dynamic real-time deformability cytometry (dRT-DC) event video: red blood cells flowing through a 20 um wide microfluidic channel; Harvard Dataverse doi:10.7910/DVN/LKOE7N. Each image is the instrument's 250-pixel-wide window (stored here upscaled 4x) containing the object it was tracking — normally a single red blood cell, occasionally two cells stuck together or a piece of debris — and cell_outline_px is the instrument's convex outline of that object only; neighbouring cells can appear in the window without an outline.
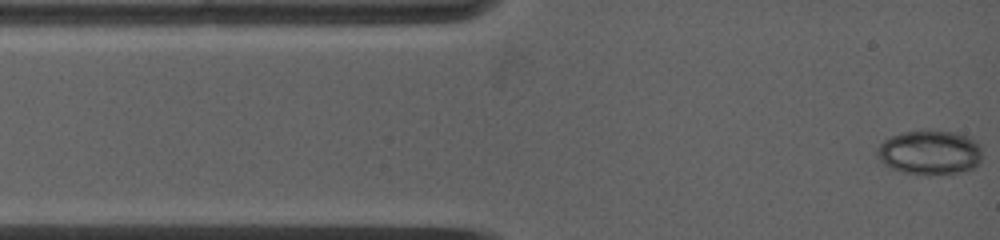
{"species": "common noctule bat (a hibernating species)", "species_latin": "Nyctalus noctula", "temperature_condition": "warm", "stored_images_in_passage": 32, "camera_frame_rate_fps": 5000, "um_per_image_px": 0.085, "animal": {"sex": "female", "body_mass_g": 19.0, "forearm_length_mm": 53.3}, "frame": {"image": 1, "passage_image": 1, "time_ms": 0.0, "image_size_px": [1000, 240], "cell_outline_px": [[980, 160], [976, 168], [964, 172], [948, 176], [928, 176], [904, 172], [892, 168], [884, 164], [876, 156], [876, 148], [884, 140], [892, 136], [904, 132], [924, 128], [952, 132], [968, 136], [976, 140], [980, 144]], "centroid_in_image_um": [79.05, 12.97], "position_along_channel_um": 5.9, "area_um2": 28.21}}
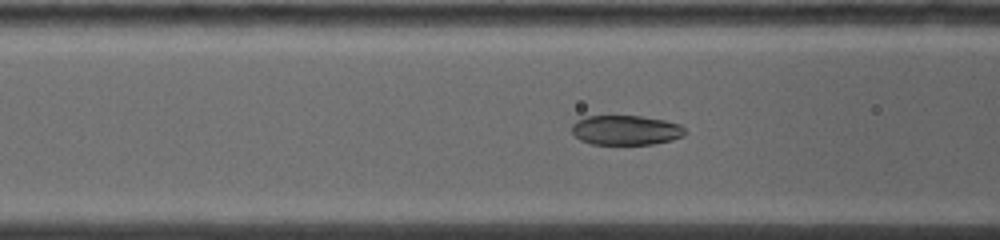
{"frame": {"image": 2, "passage_image": 25, "time_ms": 4.0, "image_size_px": [1000, 240], "cell_outline_px": [[688, 132], [684, 136], [672, 140], [652, 144], [592, 144], [580, 140], [572, 132], [572, 124], [576, 120], [584, 116], [640, 116], [664, 120], [680, 124]], "centroid_in_image_um": [53.21, 11.06], "position_along_channel_um": 113.4, "area_um2": 19.71}}
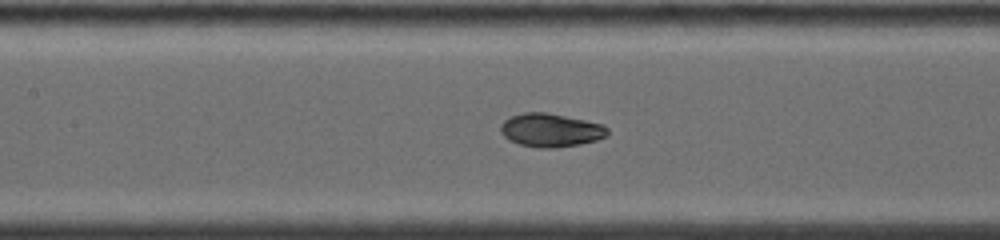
{"frame": {"image": 3, "passage_image": 29, "time_ms": 5.2, "image_size_px": [1000, 240], "cell_outline_px": [[608, 136], [596, 140], [580, 144], [556, 148], [536, 148], [520, 144], [508, 140], [500, 132], [500, 124], [504, 120], [512, 116], [524, 112], [548, 112], [604, 124], [608, 128]], "centroid_in_image_um": [46.81, 11.06], "position_along_channel_um": 160.6, "area_um2": 21.1}}